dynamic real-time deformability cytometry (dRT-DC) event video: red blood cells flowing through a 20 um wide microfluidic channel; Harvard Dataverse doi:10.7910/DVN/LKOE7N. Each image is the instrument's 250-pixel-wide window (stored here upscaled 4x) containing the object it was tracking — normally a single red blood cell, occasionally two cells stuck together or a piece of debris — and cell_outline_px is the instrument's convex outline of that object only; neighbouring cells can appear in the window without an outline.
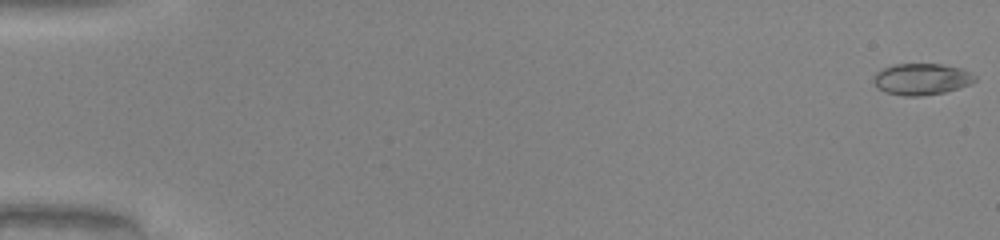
{"species": "common noctule bat (a hibernating species)", "species_latin": "Nyctalus noctula", "temperature_condition": "warm", "stored_images_in_passage": 51, "camera_frame_rate_fps": 3000, "um_per_image_px": 0.085, "animal": {"sex": "male", "body_mass_g": 20.0, "forearm_length_mm": 53.3}, "frame": {"image": 1, "passage_image": 1, "time_ms": 0.0, "image_size_px": [1000, 240], "cell_outline_px": [[976, 80], [972, 84], [944, 92], [920, 96], [904, 96], [884, 92], [876, 88], [872, 80], [872, 76], [876, 72], [892, 64], [940, 64], [960, 68], [972, 72], [976, 76]], "centroid_in_image_um": [78.31, 6.73], "position_along_channel_um": 6.7, "area_um2": 18.84}}
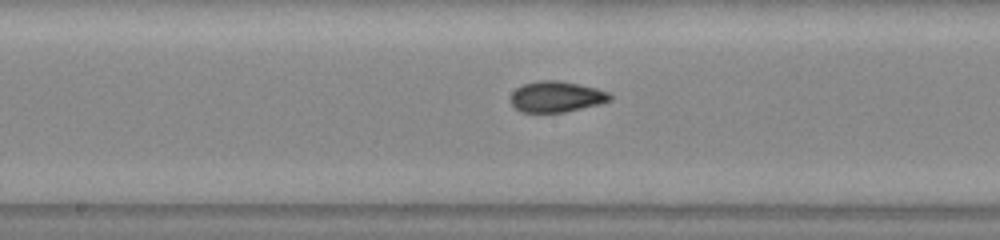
{"frame": {"image": 2, "passage_image": 28, "time_ms": 9.0, "image_size_px": [1000, 240], "cell_outline_px": [[612, 100], [600, 104], [564, 112], [520, 112], [512, 104], [512, 92], [516, 88], [524, 84], [536, 80], [556, 80], [596, 88], [608, 92], [612, 96]], "centroid_in_image_um": [47.3, 8.22], "position_along_channel_um": 200.9, "area_um2": 17.74}}
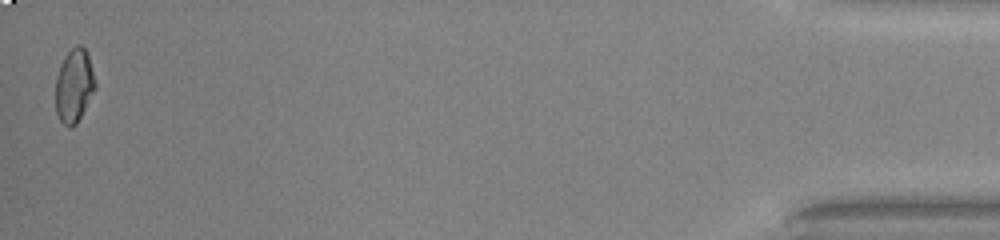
{"frame": {"image": 3, "passage_image": 51, "time_ms": 16.667, "image_size_px": [1000, 240], "cell_outline_px": [[96, 88], [76, 124], [72, 128], [68, 128], [60, 120], [56, 112], [56, 76], [60, 64], [64, 56], [76, 44], [80, 44], [84, 48], [88, 56], [96, 84]], "centroid_in_image_um": [6.29, 7.29], "position_along_channel_um": 428.9, "area_um2": 16.94}, "authors_computed_cell_mechanics": {"area_um2": 17.629, "velocity_mm_per_s": 4.1186, "shape_relaxation_time_tau1_ms": null, "shape_relaxation_time_tau2_ms": 1.1806, "deformation_change_tau1": null, "deformation_change_tau2": 0.0567}}